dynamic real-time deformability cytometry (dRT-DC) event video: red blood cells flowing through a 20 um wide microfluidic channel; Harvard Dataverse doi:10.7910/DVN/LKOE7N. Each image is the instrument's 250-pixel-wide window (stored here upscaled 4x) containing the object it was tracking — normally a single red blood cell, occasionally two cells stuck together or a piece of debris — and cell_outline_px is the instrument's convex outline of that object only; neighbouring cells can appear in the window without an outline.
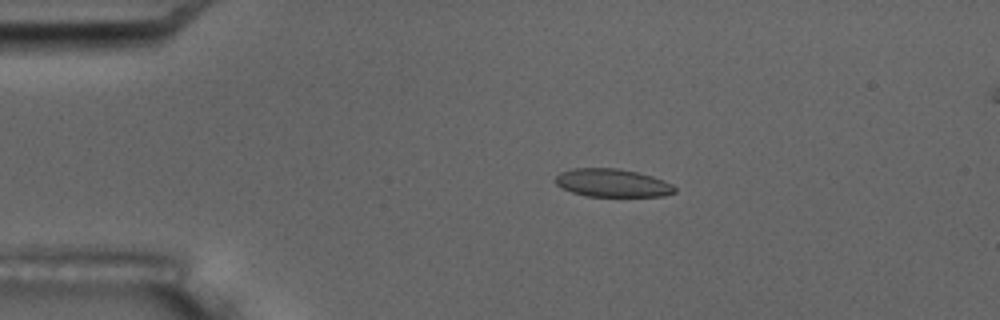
{"species": "common noctule bat (a hibernating species)", "species_latin": "Nyctalus noctula", "temperature_condition": "room temperature", "stored_images_in_passage": 8, "camera_frame_rate_fps": 3000, "um_per_image_px": 0.085, "animal": {"sex": "male", "body_mass_g": 17.5, "forearm_length_mm": 52.3}, "frame": {"image": 1, "passage_image": 4, "time_ms": 3.667, "image_size_px": [1000, 320], "cell_outline_px": [[676, 192], [664, 196], [584, 196], [572, 192], [556, 184], [556, 176], [560, 172], [572, 168], [620, 168], [652, 176], [664, 180], [672, 184], [676, 188]], "centroid_in_image_um": [52.07, 15.54], "position_along_channel_um": 32.9, "area_um2": 19.54}}